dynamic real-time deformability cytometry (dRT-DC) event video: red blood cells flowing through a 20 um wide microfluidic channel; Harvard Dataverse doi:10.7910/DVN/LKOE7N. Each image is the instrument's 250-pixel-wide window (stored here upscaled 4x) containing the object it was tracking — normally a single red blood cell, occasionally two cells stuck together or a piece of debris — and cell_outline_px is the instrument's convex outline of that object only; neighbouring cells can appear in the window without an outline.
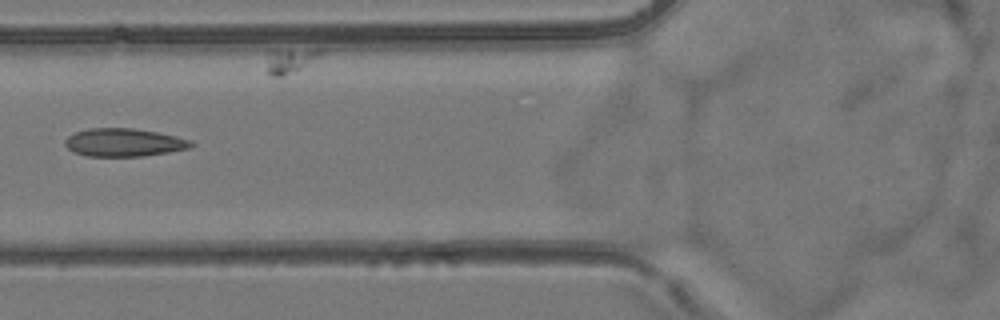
{"species": "common noctule bat (a hibernating species)", "species_latin": "Nyctalus noctula", "temperature_condition": "room temperature", "stored_images_in_passage": 8, "camera_frame_rate_fps": 3000, "um_per_image_px": 0.085, "animal": {"sex": "female", "body_mass_g": 24.6, "forearm_length_mm": 56.2}, "frame": {"image": 1, "passage_image": 6, "time_ms": 6.667, "image_size_px": [1000, 320], "cell_outline_px": [[196, 144], [192, 148], [168, 152], [140, 156], [84, 156], [72, 152], [64, 144], [64, 140], [68, 136], [76, 132], [88, 128], [132, 128], [156, 132], [176, 136], [192, 140]], "centroid_in_image_um": [10.54, 12.11], "position_along_channel_um": 115.3, "area_um2": 20.75}}
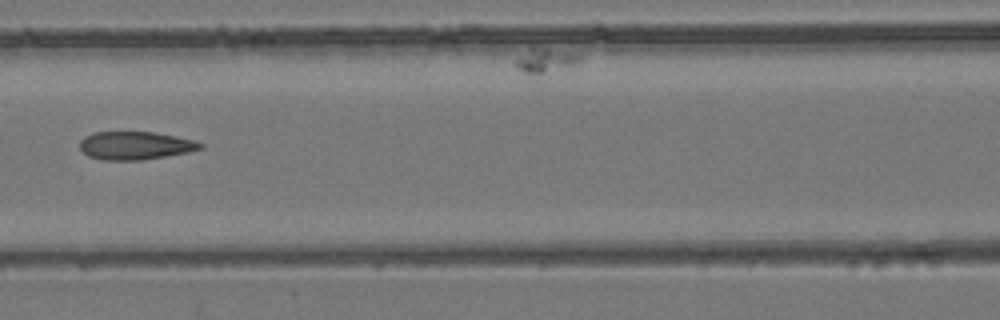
{"frame": {"image": 2, "passage_image": 7, "time_ms": 7.667, "image_size_px": [1000, 320], "cell_outline_px": [[204, 148], [188, 152], [140, 160], [104, 160], [88, 156], [80, 148], [80, 140], [84, 136], [92, 132], [152, 132], [196, 140], [204, 144]], "centroid_in_image_um": [11.5, 12.36], "position_along_channel_um": 155.1, "area_um2": 19.71}}